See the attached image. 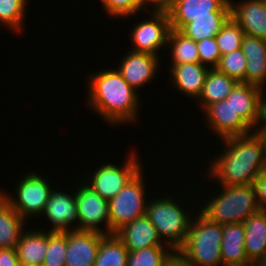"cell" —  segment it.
<instances>
[{
    "instance_id": "6da1fadb",
    "label": "cell",
    "mask_w": 266,
    "mask_h": 266,
    "mask_svg": "<svg viewBox=\"0 0 266 266\" xmlns=\"http://www.w3.org/2000/svg\"><path fill=\"white\" fill-rule=\"evenodd\" d=\"M223 151L208 163L207 179L218 185H252L254 180L266 170V160L262 142L253 131L246 135L219 140Z\"/></svg>"
},
{
    "instance_id": "7a4b0ae2",
    "label": "cell",
    "mask_w": 266,
    "mask_h": 266,
    "mask_svg": "<svg viewBox=\"0 0 266 266\" xmlns=\"http://www.w3.org/2000/svg\"><path fill=\"white\" fill-rule=\"evenodd\" d=\"M89 106L105 124L114 127L132 125L138 120L141 109L140 95L132 88L115 68L88 74ZM123 124V125H122Z\"/></svg>"
},
{
    "instance_id": "3957f363",
    "label": "cell",
    "mask_w": 266,
    "mask_h": 266,
    "mask_svg": "<svg viewBox=\"0 0 266 266\" xmlns=\"http://www.w3.org/2000/svg\"><path fill=\"white\" fill-rule=\"evenodd\" d=\"M218 187L219 193L212 190L215 193L205 197L208 202L203 200L204 205L198 204L197 211L209 221L221 225L243 223L250 215L260 210L253 184Z\"/></svg>"
},
{
    "instance_id": "277c9868",
    "label": "cell",
    "mask_w": 266,
    "mask_h": 266,
    "mask_svg": "<svg viewBox=\"0 0 266 266\" xmlns=\"http://www.w3.org/2000/svg\"><path fill=\"white\" fill-rule=\"evenodd\" d=\"M177 200L170 193L154 196L147 202L145 214L156 227L163 242L173 250H178L183 245L191 220L197 213L189 211L191 208L184 210V202L179 204L180 201Z\"/></svg>"
},
{
    "instance_id": "5b68a950",
    "label": "cell",
    "mask_w": 266,
    "mask_h": 266,
    "mask_svg": "<svg viewBox=\"0 0 266 266\" xmlns=\"http://www.w3.org/2000/svg\"><path fill=\"white\" fill-rule=\"evenodd\" d=\"M222 238V225L209 221L197 211L178 251L192 266H223Z\"/></svg>"
},
{
    "instance_id": "8992f818",
    "label": "cell",
    "mask_w": 266,
    "mask_h": 266,
    "mask_svg": "<svg viewBox=\"0 0 266 266\" xmlns=\"http://www.w3.org/2000/svg\"><path fill=\"white\" fill-rule=\"evenodd\" d=\"M142 168L122 189L113 197L109 204L110 235L114 234L125 224L146 214L147 187L143 179ZM147 198V199H146Z\"/></svg>"
},
{
    "instance_id": "52a82bcc",
    "label": "cell",
    "mask_w": 266,
    "mask_h": 266,
    "mask_svg": "<svg viewBox=\"0 0 266 266\" xmlns=\"http://www.w3.org/2000/svg\"><path fill=\"white\" fill-rule=\"evenodd\" d=\"M125 162L119 166L114 163H104L96 168L92 173L80 178L92 190L97 192L102 198L110 201L121 189L144 167L137 151H129ZM138 155V156H137Z\"/></svg>"
},
{
    "instance_id": "ba28073f",
    "label": "cell",
    "mask_w": 266,
    "mask_h": 266,
    "mask_svg": "<svg viewBox=\"0 0 266 266\" xmlns=\"http://www.w3.org/2000/svg\"><path fill=\"white\" fill-rule=\"evenodd\" d=\"M34 172L35 170L29 171L28 174L25 173V176L23 175L17 181L14 187L16 196L7 192V202L25 221L34 216V219L40 218L50 192L53 190L52 183L48 182L45 175Z\"/></svg>"
},
{
    "instance_id": "9c48e42d",
    "label": "cell",
    "mask_w": 266,
    "mask_h": 266,
    "mask_svg": "<svg viewBox=\"0 0 266 266\" xmlns=\"http://www.w3.org/2000/svg\"><path fill=\"white\" fill-rule=\"evenodd\" d=\"M149 18L139 20L131 28L132 51L159 56L166 49L171 30L168 13L165 11H143ZM164 46V47H163ZM161 50V51H160ZM159 52V53H158Z\"/></svg>"
},
{
    "instance_id": "30bf717a",
    "label": "cell",
    "mask_w": 266,
    "mask_h": 266,
    "mask_svg": "<svg viewBox=\"0 0 266 266\" xmlns=\"http://www.w3.org/2000/svg\"><path fill=\"white\" fill-rule=\"evenodd\" d=\"M75 190L79 231L110 235L108 201L92 190L82 180H78ZM104 225V229L101 227Z\"/></svg>"
},
{
    "instance_id": "8fae6325",
    "label": "cell",
    "mask_w": 266,
    "mask_h": 266,
    "mask_svg": "<svg viewBox=\"0 0 266 266\" xmlns=\"http://www.w3.org/2000/svg\"><path fill=\"white\" fill-rule=\"evenodd\" d=\"M201 112H203L205 124L215 136H218L217 139L224 140L253 132L227 99L211 104Z\"/></svg>"
},
{
    "instance_id": "7c38bea8",
    "label": "cell",
    "mask_w": 266,
    "mask_h": 266,
    "mask_svg": "<svg viewBox=\"0 0 266 266\" xmlns=\"http://www.w3.org/2000/svg\"><path fill=\"white\" fill-rule=\"evenodd\" d=\"M43 216L44 218L47 217V221L51 223V228H48V232L78 230L79 223L75 191L67 193L61 189H53L40 217Z\"/></svg>"
},
{
    "instance_id": "4fadbf2b",
    "label": "cell",
    "mask_w": 266,
    "mask_h": 266,
    "mask_svg": "<svg viewBox=\"0 0 266 266\" xmlns=\"http://www.w3.org/2000/svg\"><path fill=\"white\" fill-rule=\"evenodd\" d=\"M120 61L116 69L123 79L138 93L143 86L150 84L158 76L157 70L162 65L160 57L135 52L131 49L125 53Z\"/></svg>"
},
{
    "instance_id": "5bb4252c",
    "label": "cell",
    "mask_w": 266,
    "mask_h": 266,
    "mask_svg": "<svg viewBox=\"0 0 266 266\" xmlns=\"http://www.w3.org/2000/svg\"><path fill=\"white\" fill-rule=\"evenodd\" d=\"M235 112L254 130L264 118V91L254 85L237 82L226 97Z\"/></svg>"
},
{
    "instance_id": "9a60e30c",
    "label": "cell",
    "mask_w": 266,
    "mask_h": 266,
    "mask_svg": "<svg viewBox=\"0 0 266 266\" xmlns=\"http://www.w3.org/2000/svg\"><path fill=\"white\" fill-rule=\"evenodd\" d=\"M211 12H231L230 0H174L167 11L171 29L175 30L196 17L211 16Z\"/></svg>"
},
{
    "instance_id": "2e32d148",
    "label": "cell",
    "mask_w": 266,
    "mask_h": 266,
    "mask_svg": "<svg viewBox=\"0 0 266 266\" xmlns=\"http://www.w3.org/2000/svg\"><path fill=\"white\" fill-rule=\"evenodd\" d=\"M231 17L244 34L266 40V0H230Z\"/></svg>"
},
{
    "instance_id": "e0dca14e",
    "label": "cell",
    "mask_w": 266,
    "mask_h": 266,
    "mask_svg": "<svg viewBox=\"0 0 266 266\" xmlns=\"http://www.w3.org/2000/svg\"><path fill=\"white\" fill-rule=\"evenodd\" d=\"M104 236L96 232L68 231L65 266H94Z\"/></svg>"
},
{
    "instance_id": "ac0fdd59",
    "label": "cell",
    "mask_w": 266,
    "mask_h": 266,
    "mask_svg": "<svg viewBox=\"0 0 266 266\" xmlns=\"http://www.w3.org/2000/svg\"><path fill=\"white\" fill-rule=\"evenodd\" d=\"M209 67L197 63H182L169 65V79L172 87L197 101L202 94Z\"/></svg>"
},
{
    "instance_id": "d6986e66",
    "label": "cell",
    "mask_w": 266,
    "mask_h": 266,
    "mask_svg": "<svg viewBox=\"0 0 266 266\" xmlns=\"http://www.w3.org/2000/svg\"><path fill=\"white\" fill-rule=\"evenodd\" d=\"M129 251L153 246H168L160 238L156 227L146 215L125 224L114 233Z\"/></svg>"
},
{
    "instance_id": "ffe728a7",
    "label": "cell",
    "mask_w": 266,
    "mask_h": 266,
    "mask_svg": "<svg viewBox=\"0 0 266 266\" xmlns=\"http://www.w3.org/2000/svg\"><path fill=\"white\" fill-rule=\"evenodd\" d=\"M241 49L247 65L245 83L266 91V40L244 34Z\"/></svg>"
},
{
    "instance_id": "44dd1931",
    "label": "cell",
    "mask_w": 266,
    "mask_h": 266,
    "mask_svg": "<svg viewBox=\"0 0 266 266\" xmlns=\"http://www.w3.org/2000/svg\"><path fill=\"white\" fill-rule=\"evenodd\" d=\"M221 258L223 266H253L245 251L243 223L222 225Z\"/></svg>"
},
{
    "instance_id": "7402d4cb",
    "label": "cell",
    "mask_w": 266,
    "mask_h": 266,
    "mask_svg": "<svg viewBox=\"0 0 266 266\" xmlns=\"http://www.w3.org/2000/svg\"><path fill=\"white\" fill-rule=\"evenodd\" d=\"M48 249V231L46 229L22 232L16 245V252L21 266H42Z\"/></svg>"
},
{
    "instance_id": "603a6c76",
    "label": "cell",
    "mask_w": 266,
    "mask_h": 266,
    "mask_svg": "<svg viewBox=\"0 0 266 266\" xmlns=\"http://www.w3.org/2000/svg\"><path fill=\"white\" fill-rule=\"evenodd\" d=\"M245 251L254 265L266 250V211L259 210L244 222Z\"/></svg>"
},
{
    "instance_id": "cb8c5ba5",
    "label": "cell",
    "mask_w": 266,
    "mask_h": 266,
    "mask_svg": "<svg viewBox=\"0 0 266 266\" xmlns=\"http://www.w3.org/2000/svg\"><path fill=\"white\" fill-rule=\"evenodd\" d=\"M236 83L234 78L220 72L217 68H210L205 78L202 94L196 102L199 103L197 105L204 111L209 105L226 99Z\"/></svg>"
},
{
    "instance_id": "d4e9b609",
    "label": "cell",
    "mask_w": 266,
    "mask_h": 266,
    "mask_svg": "<svg viewBox=\"0 0 266 266\" xmlns=\"http://www.w3.org/2000/svg\"><path fill=\"white\" fill-rule=\"evenodd\" d=\"M231 17V12H211V16L196 17L179 31L195 42L214 38Z\"/></svg>"
},
{
    "instance_id": "484cf974",
    "label": "cell",
    "mask_w": 266,
    "mask_h": 266,
    "mask_svg": "<svg viewBox=\"0 0 266 266\" xmlns=\"http://www.w3.org/2000/svg\"><path fill=\"white\" fill-rule=\"evenodd\" d=\"M26 222L8 202L2 205L0 207V248L16 249L22 232L28 224Z\"/></svg>"
},
{
    "instance_id": "4316f807",
    "label": "cell",
    "mask_w": 266,
    "mask_h": 266,
    "mask_svg": "<svg viewBox=\"0 0 266 266\" xmlns=\"http://www.w3.org/2000/svg\"><path fill=\"white\" fill-rule=\"evenodd\" d=\"M167 48L171 53V64L200 62L196 42L182 34L179 30H170Z\"/></svg>"
},
{
    "instance_id": "83f0119b",
    "label": "cell",
    "mask_w": 266,
    "mask_h": 266,
    "mask_svg": "<svg viewBox=\"0 0 266 266\" xmlns=\"http://www.w3.org/2000/svg\"><path fill=\"white\" fill-rule=\"evenodd\" d=\"M129 250L115 234L105 235L100 242L94 266H126Z\"/></svg>"
},
{
    "instance_id": "f1b7e54d",
    "label": "cell",
    "mask_w": 266,
    "mask_h": 266,
    "mask_svg": "<svg viewBox=\"0 0 266 266\" xmlns=\"http://www.w3.org/2000/svg\"><path fill=\"white\" fill-rule=\"evenodd\" d=\"M28 0H0V25L16 34L24 31Z\"/></svg>"
},
{
    "instance_id": "f546056e",
    "label": "cell",
    "mask_w": 266,
    "mask_h": 266,
    "mask_svg": "<svg viewBox=\"0 0 266 266\" xmlns=\"http://www.w3.org/2000/svg\"><path fill=\"white\" fill-rule=\"evenodd\" d=\"M173 251L169 246H153L129 251L126 266H162Z\"/></svg>"
},
{
    "instance_id": "4dcf8cb0",
    "label": "cell",
    "mask_w": 266,
    "mask_h": 266,
    "mask_svg": "<svg viewBox=\"0 0 266 266\" xmlns=\"http://www.w3.org/2000/svg\"><path fill=\"white\" fill-rule=\"evenodd\" d=\"M243 29L230 17L215 36L221 56L241 48Z\"/></svg>"
},
{
    "instance_id": "1f68e13d",
    "label": "cell",
    "mask_w": 266,
    "mask_h": 266,
    "mask_svg": "<svg viewBox=\"0 0 266 266\" xmlns=\"http://www.w3.org/2000/svg\"><path fill=\"white\" fill-rule=\"evenodd\" d=\"M216 68L237 82L245 83L247 65L246 57L241 48L222 55Z\"/></svg>"
},
{
    "instance_id": "d6a6232c",
    "label": "cell",
    "mask_w": 266,
    "mask_h": 266,
    "mask_svg": "<svg viewBox=\"0 0 266 266\" xmlns=\"http://www.w3.org/2000/svg\"><path fill=\"white\" fill-rule=\"evenodd\" d=\"M67 232H48V249L42 266H65Z\"/></svg>"
},
{
    "instance_id": "836d02e7",
    "label": "cell",
    "mask_w": 266,
    "mask_h": 266,
    "mask_svg": "<svg viewBox=\"0 0 266 266\" xmlns=\"http://www.w3.org/2000/svg\"><path fill=\"white\" fill-rule=\"evenodd\" d=\"M100 3L104 12L116 19L127 20L143 11L142 6L136 0H100Z\"/></svg>"
},
{
    "instance_id": "e575fe53",
    "label": "cell",
    "mask_w": 266,
    "mask_h": 266,
    "mask_svg": "<svg viewBox=\"0 0 266 266\" xmlns=\"http://www.w3.org/2000/svg\"><path fill=\"white\" fill-rule=\"evenodd\" d=\"M200 63L209 68H216L220 62L221 52L214 38H207L196 42Z\"/></svg>"
},
{
    "instance_id": "d590c367",
    "label": "cell",
    "mask_w": 266,
    "mask_h": 266,
    "mask_svg": "<svg viewBox=\"0 0 266 266\" xmlns=\"http://www.w3.org/2000/svg\"><path fill=\"white\" fill-rule=\"evenodd\" d=\"M257 204L260 210L266 211V171L254 180Z\"/></svg>"
},
{
    "instance_id": "8d00e7d4",
    "label": "cell",
    "mask_w": 266,
    "mask_h": 266,
    "mask_svg": "<svg viewBox=\"0 0 266 266\" xmlns=\"http://www.w3.org/2000/svg\"><path fill=\"white\" fill-rule=\"evenodd\" d=\"M0 266H21L16 249L0 248Z\"/></svg>"
},
{
    "instance_id": "74e56055",
    "label": "cell",
    "mask_w": 266,
    "mask_h": 266,
    "mask_svg": "<svg viewBox=\"0 0 266 266\" xmlns=\"http://www.w3.org/2000/svg\"><path fill=\"white\" fill-rule=\"evenodd\" d=\"M173 2L174 0H145V11L167 12L172 7Z\"/></svg>"
},
{
    "instance_id": "f35d334b",
    "label": "cell",
    "mask_w": 266,
    "mask_h": 266,
    "mask_svg": "<svg viewBox=\"0 0 266 266\" xmlns=\"http://www.w3.org/2000/svg\"><path fill=\"white\" fill-rule=\"evenodd\" d=\"M162 266H192V265L178 250H174L164 261Z\"/></svg>"
},
{
    "instance_id": "ab89813d",
    "label": "cell",
    "mask_w": 266,
    "mask_h": 266,
    "mask_svg": "<svg viewBox=\"0 0 266 266\" xmlns=\"http://www.w3.org/2000/svg\"><path fill=\"white\" fill-rule=\"evenodd\" d=\"M253 131L257 134V136L262 142L266 160V118H263V120L257 125V127Z\"/></svg>"
},
{
    "instance_id": "60d3db41",
    "label": "cell",
    "mask_w": 266,
    "mask_h": 266,
    "mask_svg": "<svg viewBox=\"0 0 266 266\" xmlns=\"http://www.w3.org/2000/svg\"><path fill=\"white\" fill-rule=\"evenodd\" d=\"M4 188H0V207L7 202V191H4Z\"/></svg>"
},
{
    "instance_id": "b9f144b4",
    "label": "cell",
    "mask_w": 266,
    "mask_h": 266,
    "mask_svg": "<svg viewBox=\"0 0 266 266\" xmlns=\"http://www.w3.org/2000/svg\"><path fill=\"white\" fill-rule=\"evenodd\" d=\"M253 266H266V250Z\"/></svg>"
},
{
    "instance_id": "7bdbcfd3",
    "label": "cell",
    "mask_w": 266,
    "mask_h": 266,
    "mask_svg": "<svg viewBox=\"0 0 266 266\" xmlns=\"http://www.w3.org/2000/svg\"><path fill=\"white\" fill-rule=\"evenodd\" d=\"M264 118H266V92L264 91Z\"/></svg>"
},
{
    "instance_id": "ee69618b",
    "label": "cell",
    "mask_w": 266,
    "mask_h": 266,
    "mask_svg": "<svg viewBox=\"0 0 266 266\" xmlns=\"http://www.w3.org/2000/svg\"><path fill=\"white\" fill-rule=\"evenodd\" d=\"M143 8V11H145V0H136Z\"/></svg>"
}]
</instances>
